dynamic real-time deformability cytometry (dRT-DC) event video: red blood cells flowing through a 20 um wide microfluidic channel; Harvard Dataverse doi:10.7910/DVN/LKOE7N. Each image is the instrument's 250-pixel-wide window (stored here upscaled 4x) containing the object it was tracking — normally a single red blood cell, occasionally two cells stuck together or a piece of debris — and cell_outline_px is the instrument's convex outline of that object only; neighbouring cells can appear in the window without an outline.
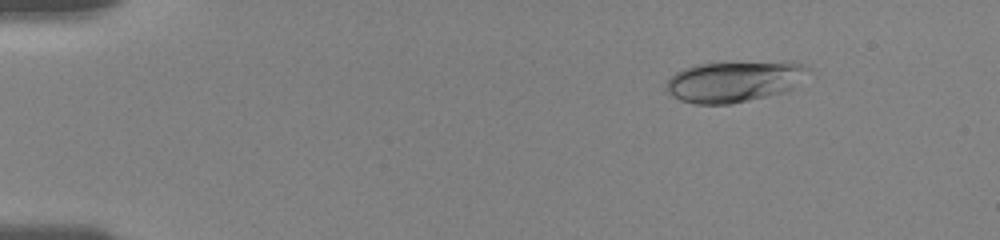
{"species": "human", "species_latin": "Homo sapiens", "temperature_condition": "room temperature", "stored_images_in_passage": 25, "camera_frame_rate_fps": 3000, "um_per_image_px": 0.085, "donor": {"sex": "female"}, "frame": {"image": 1, "passage_image": 6, "time_ms": 1.333, "image_size_px": [1000, 240], "cell_outline_px": [[812, 68], [792, 88], [784, 92], [748, 100], [728, 104], [696, 104], [680, 100], [672, 96], [664, 88], [668, 80], [676, 72], [684, 68], [696, 64], [724, 60], [788, 60], [808, 64]], "centroid_in_image_um": [62.45, 6.85], "position_along_channel_um": 22.5, "area_um2": 35.26}}
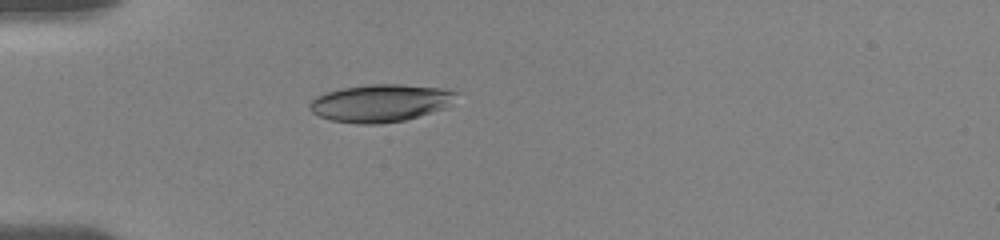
{"frame": {"image": 2, "passage_image": 22, "time_ms": 4.333, "image_size_px": [1000, 240], "cell_outline_px": [[460, 92], [448, 108], [404, 120], [380, 124], [356, 124], [332, 120], [320, 116], [312, 112], [308, 104], [316, 96], [340, 88], [368, 84], [400, 84], [440, 88]], "centroid_in_image_um": [32.37, 8.76], "position_along_channel_um": 52.6, "area_um2": 32.25}}